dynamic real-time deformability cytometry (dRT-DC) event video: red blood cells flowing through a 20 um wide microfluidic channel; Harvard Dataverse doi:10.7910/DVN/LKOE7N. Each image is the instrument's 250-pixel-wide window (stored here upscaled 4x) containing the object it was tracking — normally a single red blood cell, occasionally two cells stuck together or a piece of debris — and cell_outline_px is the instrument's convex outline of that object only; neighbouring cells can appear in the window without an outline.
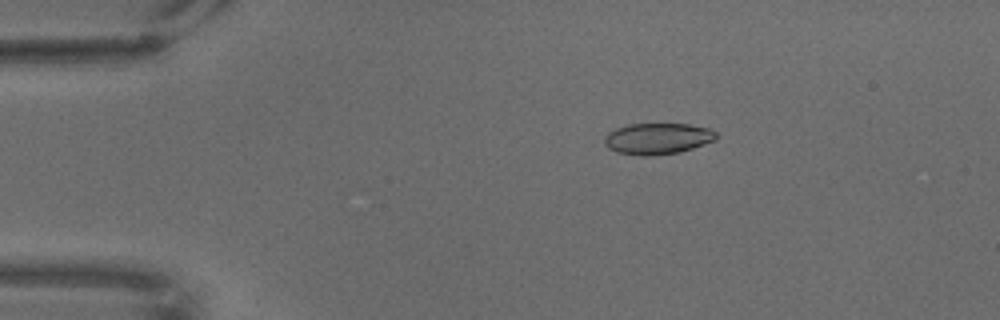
{"species": "common noctule bat (a hibernating species)", "species_latin": "Nyctalus noctula", "temperature_condition": "warm", "stored_images_in_passage": 69, "camera_frame_rate_fps": 3000, "um_per_image_px": 0.085, "animal": {"sex": "male", "body_mass_g": 18.8}, "frame": {"image": 1, "passage_image": 13, "time_ms": 4.0, "image_size_px": [1000, 320], "cell_outline_px": [[716, 140], [680, 152], [648, 156], [640, 156], [616, 152], [608, 148], [604, 144], [604, 136], [608, 132], [616, 128], [628, 124], [688, 124], [712, 128], [716, 132]], "centroid_in_image_um": [55.88, 11.78], "position_along_channel_um": 29.1, "area_um2": 20.52}}
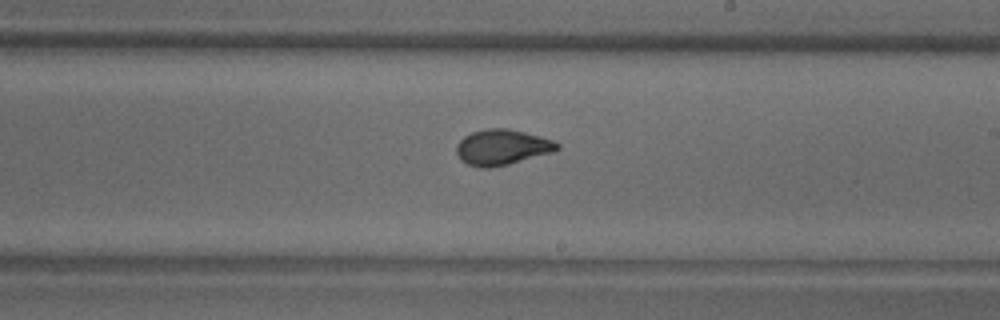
{"frame": {"image": 2, "passage_image": 41, "time_ms": 13.333, "image_size_px": [1000, 320], "cell_outline_px": [[560, 148], [552, 152], [508, 164], [488, 168], [480, 168], [468, 164], [460, 160], [456, 152], [456, 144], [464, 136], [472, 132], [488, 128], [508, 128], [540, 136], [552, 140], [560, 144]], "centroid_in_image_um": [42.65, 12.51], "position_along_channel_um": 246.4, "area_um2": 20.81}}
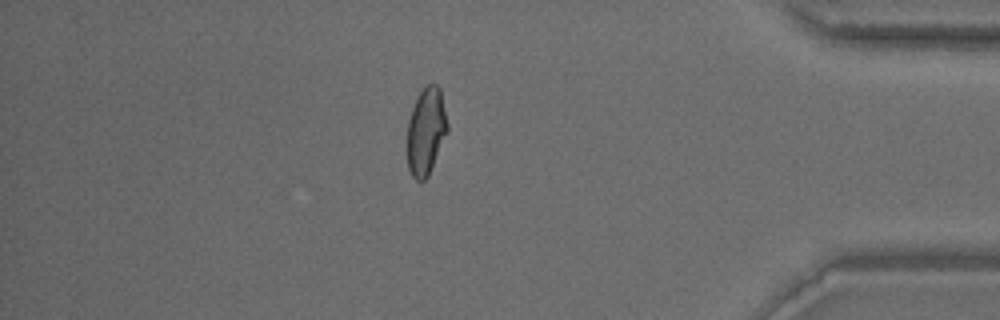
{"frame": {"image": 3, "passage_image": 60, "time_ms": 19.667, "image_size_px": [1000, 320], "cell_outline_px": [[448, 132], [428, 176], [424, 180], [416, 180], [412, 176], [408, 168], [408, 120], [416, 96], [428, 84], [436, 84], [440, 88], [448, 124]], "centroid_in_image_um": [36.22, 11.15], "position_along_channel_um": 399.0, "area_um2": 20.4}}